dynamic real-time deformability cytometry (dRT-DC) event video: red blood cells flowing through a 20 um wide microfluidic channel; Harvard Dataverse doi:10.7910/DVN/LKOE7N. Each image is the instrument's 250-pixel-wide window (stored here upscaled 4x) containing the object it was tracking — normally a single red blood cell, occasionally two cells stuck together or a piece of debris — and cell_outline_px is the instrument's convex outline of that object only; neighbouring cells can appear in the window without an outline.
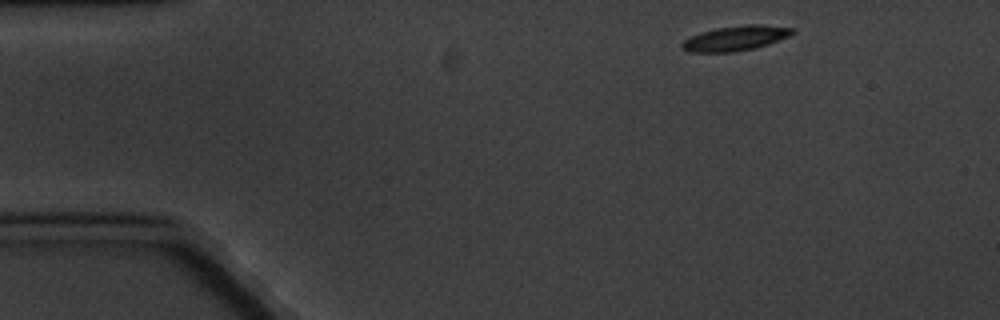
{"species": "common noctule bat (a hibernating species)", "species_latin": "Nyctalus noctula", "temperature_condition": "cold", "stored_images_in_passage": 4, "camera_frame_rate_fps": 3000, "um_per_image_px": 0.085, "animal": {"sex": "male", "body_mass_g": 20.1, "forearm_length_mm": 53.5}, "frame": {"image": 1, "passage_image": 1, "time_ms": 0.0, "image_size_px": [1000, 320], "cell_outline_px": [[796, 32], [788, 36], [768, 44], [752, 48], [732, 52], [688, 52], [680, 48], [680, 44], [684, 40], [700, 32], [716, 28], [744, 24], [760, 24], [796, 28]], "centroid_in_image_um": [62.51, 3.24], "position_along_channel_um": 22.5, "area_um2": 16.07}}
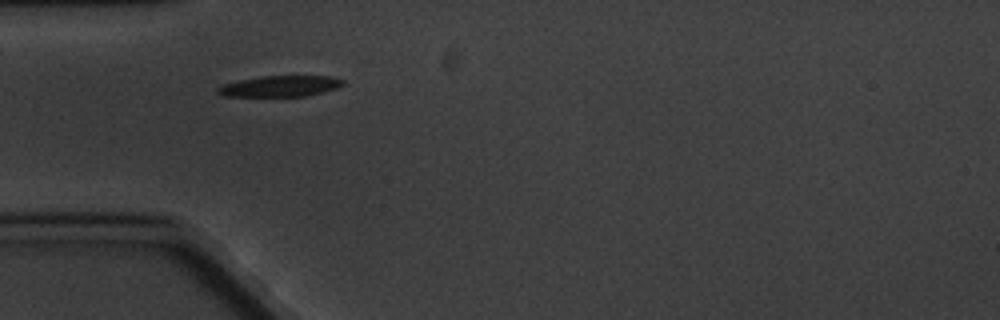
{"frame": {"image": 2, "passage_image": 4, "time_ms": 3.333, "image_size_px": [1000, 320], "cell_outline_px": [[344, 84], [336, 88], [324, 92], [304, 96], [228, 96], [216, 92], [216, 88], [224, 84], [240, 80], [260, 76], [332, 76], [344, 80]], "centroid_in_image_um": [23.84, 7.32], "position_along_channel_um": 61.2, "area_um2": 15.2}}